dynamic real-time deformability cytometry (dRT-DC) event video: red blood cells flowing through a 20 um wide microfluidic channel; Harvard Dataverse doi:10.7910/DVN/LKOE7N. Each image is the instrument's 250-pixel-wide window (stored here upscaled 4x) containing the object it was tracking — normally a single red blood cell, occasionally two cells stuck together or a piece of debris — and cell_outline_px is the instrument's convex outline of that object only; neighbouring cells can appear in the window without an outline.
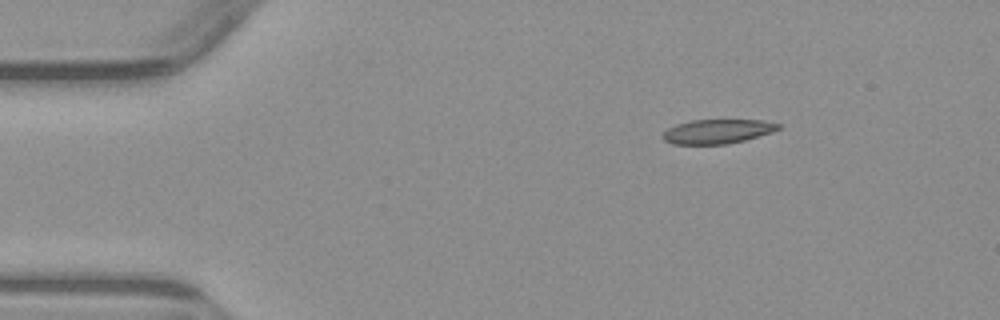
{"species": "common noctule bat (a hibernating species)", "species_latin": "Nyctalus noctula", "temperature_condition": "warm", "stored_images_in_passage": 3, "camera_frame_rate_fps": 3000, "um_per_image_px": 0.085, "animal": {"sex": "male", "body_mass_g": 23.1, "forearm_length_mm": 52.7}, "frame": {"image": 1, "passage_image": 1, "time_ms": 0.0, "image_size_px": [1000, 320], "cell_outline_px": [[780, 128], [772, 132], [744, 140], [728, 144], [672, 144], [664, 140], [660, 136], [668, 128], [676, 124], [692, 120], [764, 120], [780, 124]], "centroid_in_image_um": [60.96, 11.17], "position_along_channel_um": 24.0, "area_um2": 16.36}}